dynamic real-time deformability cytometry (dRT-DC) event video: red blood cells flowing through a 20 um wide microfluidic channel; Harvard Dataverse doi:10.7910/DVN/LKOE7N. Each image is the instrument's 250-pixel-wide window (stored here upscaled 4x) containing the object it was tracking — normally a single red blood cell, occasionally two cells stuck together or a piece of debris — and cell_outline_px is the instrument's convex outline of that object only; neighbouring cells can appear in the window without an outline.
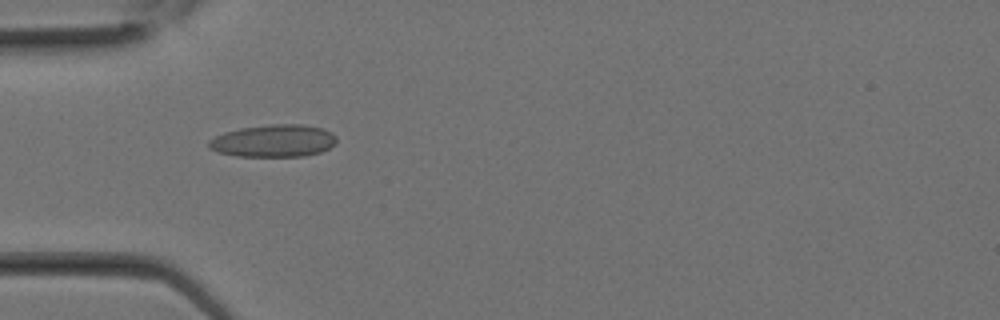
{"species": "Egyptian fruit bat (a non-hibernating species)", "species_latin": "Rousettus aegyptiacus", "temperature_condition": "room temperature", "stored_images_in_passage": 20, "camera_frame_rate_fps": 3000, "um_per_image_px": 0.085, "animal": {"sex": "female"}, "frame": {"image": 1, "passage_image": 1, "time_ms": 0.0, "image_size_px": [1000, 320], "cell_outline_px": [[336, 144], [320, 152], [304, 156], [236, 156], [220, 152], [208, 148], [208, 140], [224, 132], [240, 128], [272, 124], [300, 124], [324, 128], [332, 132], [336, 136]], "centroid_in_image_um": [23.27, 11.96], "position_along_channel_um": 61.7, "area_um2": 24.16}}
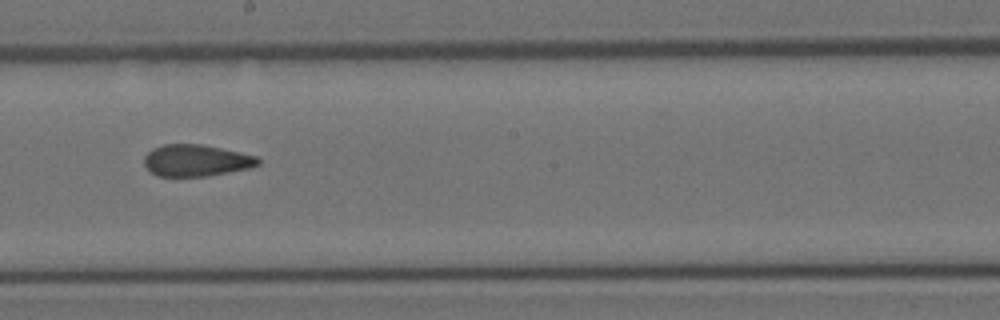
{"frame": {"image": 2, "passage_image": 8, "time_ms": 2.333, "image_size_px": [1000, 320], "cell_outline_px": [[260, 164], [248, 168], [208, 176], [156, 176], [144, 164], [144, 156], [152, 148], [164, 144], [204, 144], [256, 156], [260, 160]], "centroid_in_image_um": [16.65, 13.63], "position_along_channel_um": 231.5, "area_um2": 20.98}}
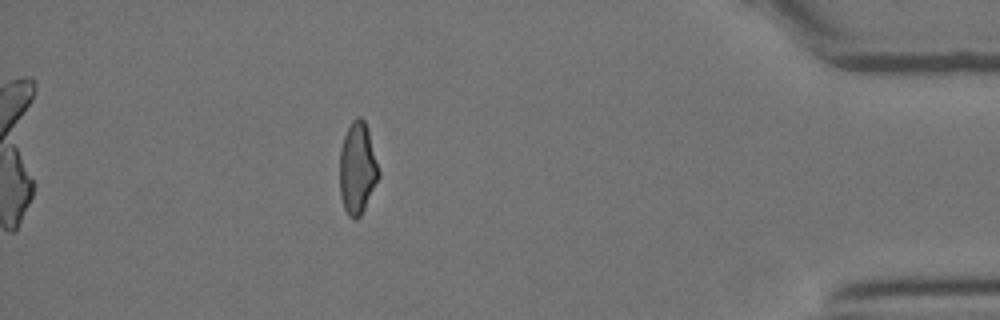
{"frame": {"image": 3, "passage_image": 17, "time_ms": 5.333, "image_size_px": [1000, 320], "cell_outline_px": [[380, 176], [360, 216], [356, 220], [348, 216], [344, 208], [340, 196], [340, 148], [344, 136], [352, 120], [356, 116], [360, 116], [364, 120], [368, 128], [380, 172]], "centroid_in_image_um": [30.38, 14.29], "position_along_channel_um": 404.8, "area_um2": 20.92}}